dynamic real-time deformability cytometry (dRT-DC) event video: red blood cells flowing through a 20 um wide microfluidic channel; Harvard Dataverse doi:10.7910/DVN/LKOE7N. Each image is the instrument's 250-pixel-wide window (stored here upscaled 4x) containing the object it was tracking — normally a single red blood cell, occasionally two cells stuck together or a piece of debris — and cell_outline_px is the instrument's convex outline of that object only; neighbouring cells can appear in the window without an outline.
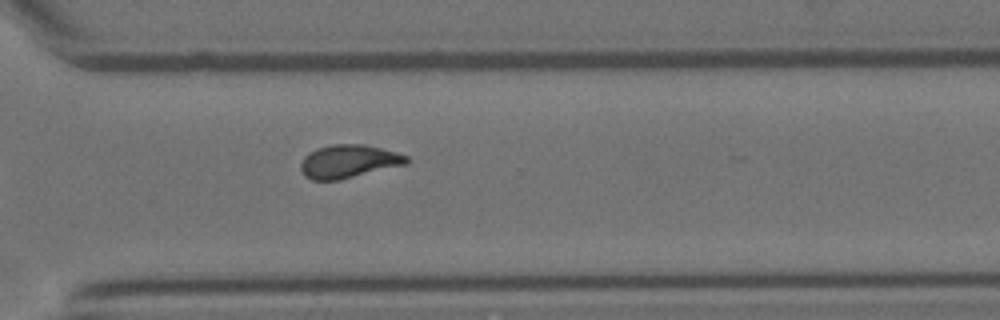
{"species": "Egyptian fruit bat (a non-hibernating species)", "species_latin": "Rousettus aegyptiacus", "temperature_condition": "room temperature", "stored_images_in_passage": 10, "camera_frame_rate_fps": 3000, "um_per_image_px": 0.085, "animal": {"sex": "female"}, "frame": {"image": 1, "passage_image": 10, "time_ms": 3.0, "image_size_px": [1000, 320], "cell_outline_px": [[408, 164], [340, 180], [312, 180], [304, 176], [300, 168], [300, 164], [304, 156], [308, 152], [316, 148], [332, 144], [364, 144], [396, 152], [408, 156]], "centroid_in_image_um": [29.61, 13.72], "position_along_channel_um": 341.0, "area_um2": 20.69}}